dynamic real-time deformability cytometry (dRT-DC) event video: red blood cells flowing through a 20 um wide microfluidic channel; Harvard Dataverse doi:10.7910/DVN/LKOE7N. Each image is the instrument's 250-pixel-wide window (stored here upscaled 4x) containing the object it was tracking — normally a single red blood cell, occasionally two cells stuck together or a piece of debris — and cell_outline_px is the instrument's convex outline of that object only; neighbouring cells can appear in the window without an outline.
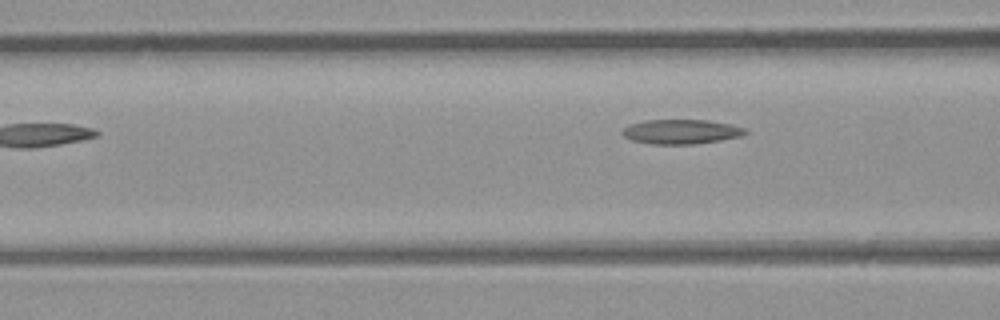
{"species": "common noctule bat (a hibernating species)", "species_latin": "Nyctalus noctula", "temperature_condition": "room temperature", "stored_images_in_passage": 5, "camera_frame_rate_fps": 3000, "um_per_image_px": 0.085, "animal": {"sex": "male", "body_mass_g": 23.1, "forearm_length_mm": 52.7}, "frame": {"image": 1, "passage_image": 4, "time_ms": 1.0, "image_size_px": [1000, 320], "cell_outline_px": [[748, 132], [740, 136], [720, 140], [692, 144], [652, 144], [632, 140], [624, 136], [620, 132], [624, 128], [632, 124], [644, 120], [708, 120], [728, 124], [744, 128]], "centroid_in_image_um": [57.87, 11.19], "position_along_channel_um": 108.7, "area_um2": 17.34}}